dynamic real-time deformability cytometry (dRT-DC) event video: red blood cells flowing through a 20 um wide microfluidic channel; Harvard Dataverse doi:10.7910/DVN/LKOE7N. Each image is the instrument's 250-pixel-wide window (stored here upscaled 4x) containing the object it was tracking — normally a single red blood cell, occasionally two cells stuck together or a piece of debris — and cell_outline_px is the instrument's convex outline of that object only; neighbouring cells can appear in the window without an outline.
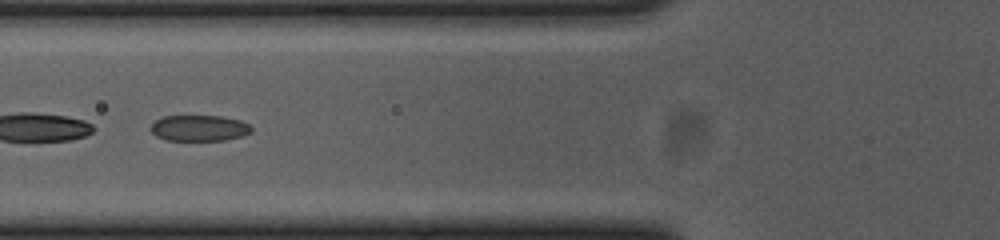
{"species": "common noctule bat (a hibernating species)", "species_latin": "Nyctalus noctula", "temperature_condition": "cold", "stored_images_in_passage": 43, "segment_of_instrument_passage": [2, 2], "camera_frame_rate_fps": 3000, "um_per_image_px": 0.085, "animal": {"sex": "female", "body_mass_g": 23.0, "forearm_length_mm": 53.4}, "frame": {"image": 1, "passage_image": 15, "time_ms": 4.667, "image_size_px": [1000, 240], "cell_outline_px": [[252, 132], [240, 136], [224, 140], [164, 140], [156, 136], [148, 128], [156, 120], [164, 116], [220, 116], [240, 120], [248, 124], [252, 128]], "centroid_in_image_um": [16.9, 10.89], "position_along_channel_um": 108.9, "area_um2": 15.2}}
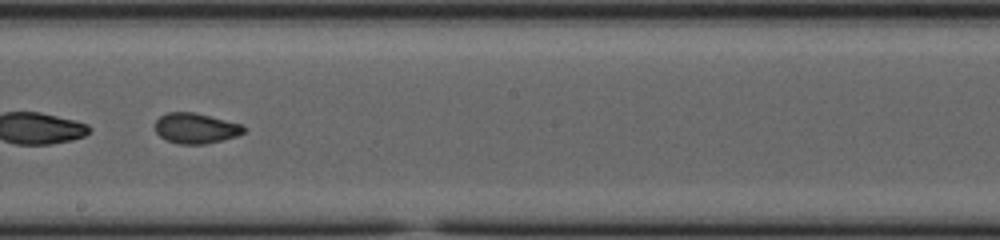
{"frame": {"image": 2, "passage_image": 25, "time_ms": 8.0, "image_size_px": [1000, 240], "cell_outline_px": [[244, 132], [236, 136], [204, 144], [180, 144], [164, 140], [156, 132], [156, 120], [160, 116], [168, 112], [192, 112], [240, 124], [244, 128]], "centroid_in_image_um": [16.58, 10.91], "position_along_channel_um": 231.6, "area_um2": 15.37}}